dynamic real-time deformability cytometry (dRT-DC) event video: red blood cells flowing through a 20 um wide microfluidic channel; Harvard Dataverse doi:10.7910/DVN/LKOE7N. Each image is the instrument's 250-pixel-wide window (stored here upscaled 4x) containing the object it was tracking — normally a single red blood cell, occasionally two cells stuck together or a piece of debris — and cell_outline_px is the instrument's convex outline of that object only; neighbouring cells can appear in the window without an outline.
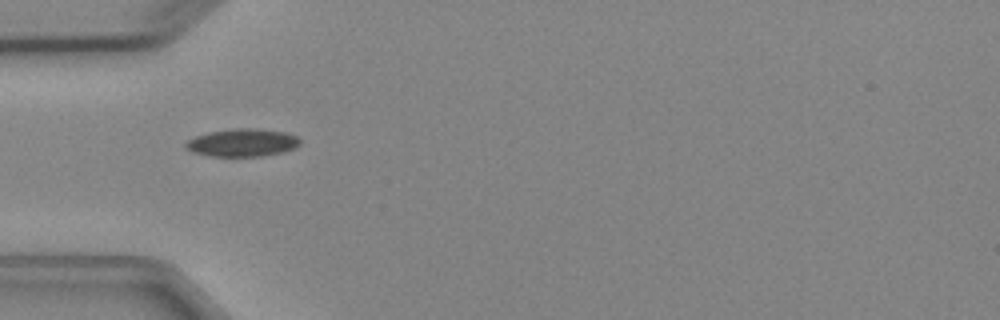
{"species": "Egyptian fruit bat (a non-hibernating species)", "species_latin": "Rousettus aegyptiacus", "temperature_condition": "cold", "stored_images_in_passage": 5, "camera_frame_rate_fps": 3000, "um_per_image_px": 0.085, "animal": {"sex": "female"}, "frame": {"image": 1, "passage_image": 3, "time_ms": 2.333, "image_size_px": [1000, 320], "cell_outline_px": [[300, 144], [296, 148], [284, 152], [264, 156], [212, 156], [192, 152], [184, 148], [184, 144], [188, 140], [196, 136], [208, 132], [236, 128], [248, 128], [284, 132], [296, 136], [300, 140]], "centroid_in_image_um": [20.59, 12.14], "position_along_channel_um": 64.4, "area_um2": 18.5}}